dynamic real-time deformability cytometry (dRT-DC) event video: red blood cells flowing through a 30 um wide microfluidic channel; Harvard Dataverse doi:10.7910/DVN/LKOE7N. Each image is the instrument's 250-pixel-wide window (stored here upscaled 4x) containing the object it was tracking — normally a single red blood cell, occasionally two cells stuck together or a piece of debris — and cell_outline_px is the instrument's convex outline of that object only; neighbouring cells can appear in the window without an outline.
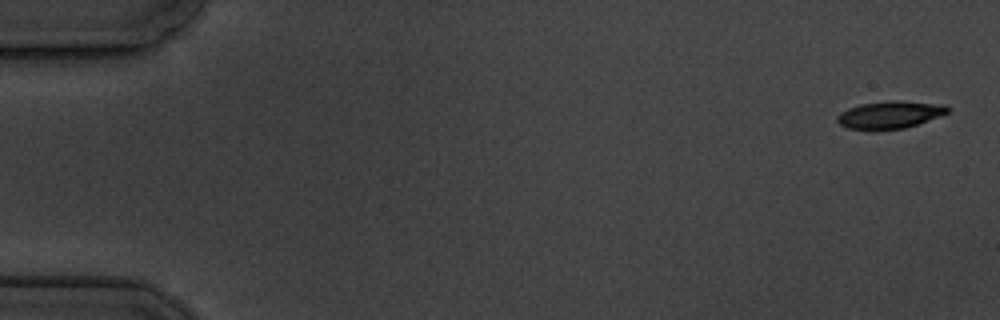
{"species": "common noctule bat (a hibernating species)", "species_latin": "Nyctalus noctula", "temperature_condition": "cold", "stored_images_in_passage": 5, "camera_frame_rate_fps": 3000, "um_per_image_px": 0.085, "animal": {"sex": "male", "body_mass_g": 19.5, "forearm_length_mm": 54.6}, "frame": {"image": 1, "passage_image": 1, "time_ms": 0.0, "image_size_px": [1000, 320], "cell_outline_px": [[948, 112], [940, 116], [904, 128], [876, 132], [848, 128], [840, 124], [836, 120], [836, 116], [840, 112], [848, 108], [860, 104], [888, 100], [900, 100], [948, 104]], "centroid_in_image_um": [75.61, 9.76], "position_along_channel_um": 9.4, "area_um2": 18.21}}